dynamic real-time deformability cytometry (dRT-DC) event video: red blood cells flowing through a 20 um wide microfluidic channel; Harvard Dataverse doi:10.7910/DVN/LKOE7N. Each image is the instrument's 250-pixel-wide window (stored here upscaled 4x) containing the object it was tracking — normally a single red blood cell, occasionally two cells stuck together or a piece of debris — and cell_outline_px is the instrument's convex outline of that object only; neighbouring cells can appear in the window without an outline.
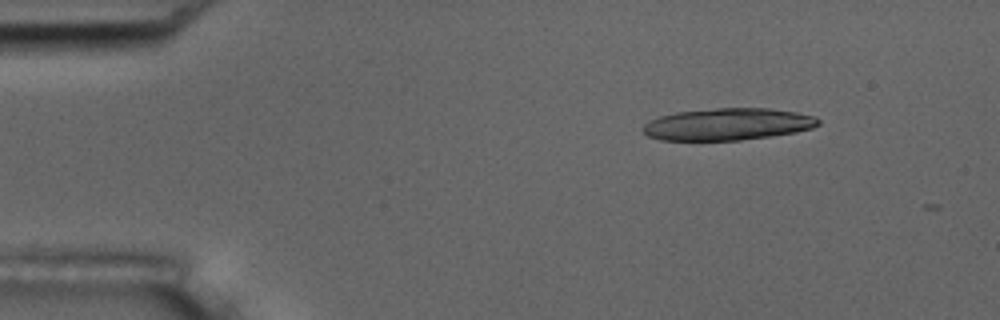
{"species": "common noctule bat (a hibernating species)", "species_latin": "Nyctalus noctula", "temperature_condition": "room temperature", "stored_images_in_passage": 4, "camera_frame_rate_fps": 3000, "um_per_image_px": 0.085, "animal": {"sex": "male", "body_mass_g": 17.5, "forearm_length_mm": 52.3}, "frame": {"image": 1, "passage_image": 1, "time_ms": 0.0, "image_size_px": [1000, 320], "cell_outline_px": [[820, 124], [812, 128], [796, 132], [772, 136], [740, 140], [660, 140], [648, 136], [640, 128], [648, 120], [660, 116], [676, 112], [716, 108], [768, 108], [796, 112], [816, 116], [820, 120]], "centroid_in_image_um": [61.85, 10.56], "position_along_channel_um": 23.1, "area_um2": 32.89}}